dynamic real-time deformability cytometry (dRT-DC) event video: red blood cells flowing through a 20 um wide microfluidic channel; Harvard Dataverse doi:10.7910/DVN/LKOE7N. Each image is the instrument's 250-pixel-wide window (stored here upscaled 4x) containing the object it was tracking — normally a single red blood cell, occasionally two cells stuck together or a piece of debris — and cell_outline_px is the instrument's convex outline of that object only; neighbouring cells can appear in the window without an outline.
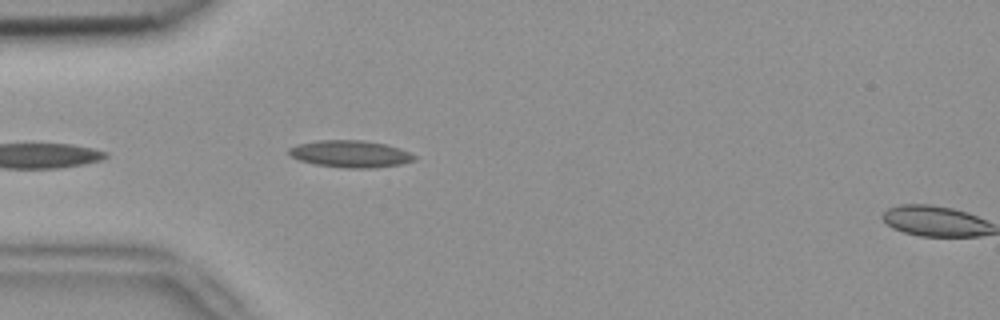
{"species": "common noctule bat (a hibernating species)", "species_latin": "Nyctalus noctula", "temperature_condition": "room temperature", "stored_images_in_passage": 4, "camera_frame_rate_fps": 3000, "um_per_image_px": 0.085, "animal": {"sex": "female", "body_mass_g": 18.4}, "frame": {"image": 1, "passage_image": 3, "time_ms": 0.667, "image_size_px": [1000, 320], "cell_outline_px": [[416, 160], [400, 164], [376, 168], [344, 168], [316, 164], [300, 160], [292, 156], [288, 152], [288, 148], [296, 144], [316, 140], [360, 140], [384, 144], [400, 148], [416, 156]], "centroid_in_image_um": [29.77, 13.08], "position_along_channel_um": 55.2, "area_um2": 19.71}}